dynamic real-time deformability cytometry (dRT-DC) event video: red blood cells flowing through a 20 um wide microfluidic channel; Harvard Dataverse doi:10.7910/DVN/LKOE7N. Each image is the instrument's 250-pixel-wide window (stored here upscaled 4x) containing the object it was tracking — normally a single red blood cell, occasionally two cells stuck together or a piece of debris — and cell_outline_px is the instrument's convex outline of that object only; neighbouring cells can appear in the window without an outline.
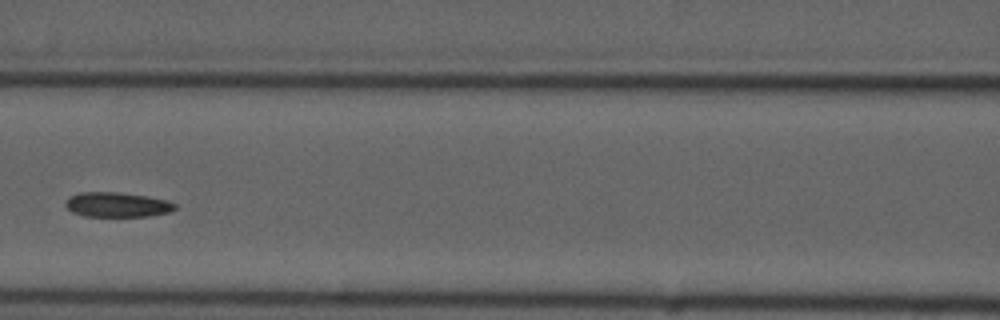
{"species": "common noctule bat (a hibernating species)", "species_latin": "Nyctalus noctula", "temperature_condition": "cold", "stored_images_in_passage": 6, "camera_frame_rate_fps": 3000, "um_per_image_px": 0.085, "animal": {"sex": "male", "forearm_length_mm": 52.5}, "frame": {"image": 1, "passage_image": 6, "time_ms": 5.667, "image_size_px": [1000, 320], "cell_outline_px": [[176, 208], [168, 212], [148, 216], [84, 216], [72, 212], [64, 204], [68, 196], [80, 192], [116, 192], [148, 196], [164, 200], [176, 204]], "centroid_in_image_um": [9.9, 17.39], "position_along_channel_um": 156.7, "area_um2": 15.72}}